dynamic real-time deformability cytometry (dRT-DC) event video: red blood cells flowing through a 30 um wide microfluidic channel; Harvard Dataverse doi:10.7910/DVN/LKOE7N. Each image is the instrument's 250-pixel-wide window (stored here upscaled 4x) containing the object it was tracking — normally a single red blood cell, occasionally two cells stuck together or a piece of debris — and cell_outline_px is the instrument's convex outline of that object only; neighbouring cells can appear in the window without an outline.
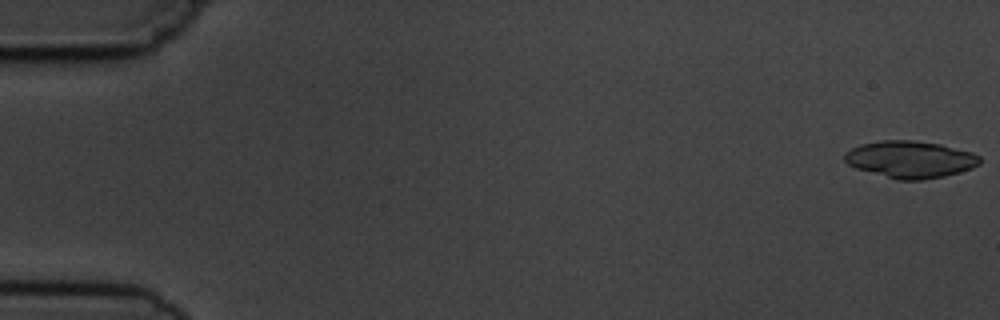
{"species": "common noctule bat (a hibernating species)", "species_latin": "Nyctalus noctula", "temperature_condition": "cold", "stored_images_in_passage": 5, "camera_frame_rate_fps": 3000, "um_per_image_px": 0.085, "animal": {"sex": "male", "body_mass_g": 19.5, "forearm_length_mm": 54.6}, "frame": {"image": 1, "passage_image": 1, "time_ms": 0.0, "image_size_px": [1000, 320], "cell_outline_px": [[980, 164], [972, 168], [960, 172], [944, 176], [924, 180], [896, 180], [856, 168], [848, 164], [844, 160], [844, 152], [860, 144], [880, 140], [912, 140], [940, 144], [972, 152], [980, 156]], "centroid_in_image_um": [77.36, 13.55], "position_along_channel_um": 7.6, "area_um2": 29.3}}